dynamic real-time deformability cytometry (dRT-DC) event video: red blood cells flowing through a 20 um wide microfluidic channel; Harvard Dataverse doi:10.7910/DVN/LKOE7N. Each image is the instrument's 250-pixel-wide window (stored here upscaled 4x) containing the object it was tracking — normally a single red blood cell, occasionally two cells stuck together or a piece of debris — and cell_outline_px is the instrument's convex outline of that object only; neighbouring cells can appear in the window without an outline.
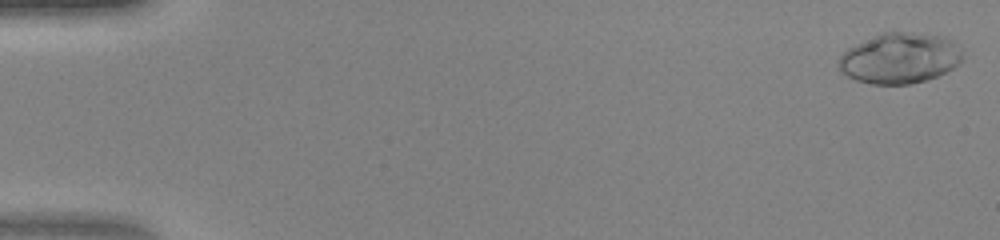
{"species": "human", "species_latin": "Homo sapiens", "temperature_condition": "warm", "stored_images_in_passage": 47, "camera_frame_rate_fps": 3000, "um_per_image_px": 0.085, "donor": {"sex": "female"}, "frame": {"image": 1, "passage_image": 1, "time_ms": 0.0, "image_size_px": [1000, 240], "cell_outline_px": [[960, 60], [952, 68], [936, 76], [924, 80], [908, 84], [872, 84], [856, 80], [840, 72], [836, 64], [840, 56], [848, 48], [856, 44], [884, 32], [912, 32], [944, 36], [960, 52]], "centroid_in_image_um": [76.39, 4.96], "position_along_channel_um": 8.6, "area_um2": 35.84}}
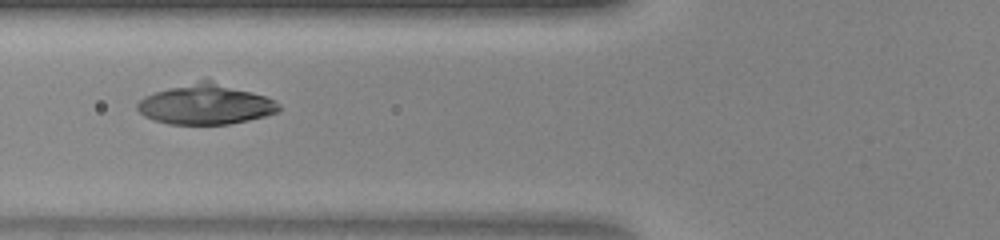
{"frame": {"image": 2, "passage_image": 19, "time_ms": 6.0, "image_size_px": [1000, 240], "cell_outline_px": [[280, 112], [248, 120], [228, 124], [168, 124], [152, 120], [144, 116], [136, 108], [136, 104], [144, 96], [168, 88], [200, 80], [212, 80], [264, 96], [280, 104]], "centroid_in_image_um": [17.46, 8.88], "position_along_channel_um": 108.3, "area_um2": 32.89}}
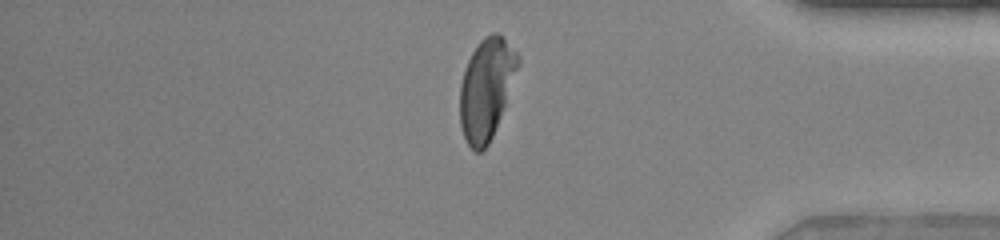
{"frame": {"image": 3, "passage_image": 40, "time_ms": 13.0, "image_size_px": [1000, 240], "cell_outline_px": [[520, 64], [492, 136], [488, 144], [480, 152], [476, 152], [468, 144], [464, 136], [460, 124], [460, 84], [464, 68], [472, 52], [480, 40], [484, 36], [492, 32], [496, 32], [520, 56]], "centroid_in_image_um": [41.32, 7.52], "position_along_channel_um": 393.9, "area_um2": 33.64}}